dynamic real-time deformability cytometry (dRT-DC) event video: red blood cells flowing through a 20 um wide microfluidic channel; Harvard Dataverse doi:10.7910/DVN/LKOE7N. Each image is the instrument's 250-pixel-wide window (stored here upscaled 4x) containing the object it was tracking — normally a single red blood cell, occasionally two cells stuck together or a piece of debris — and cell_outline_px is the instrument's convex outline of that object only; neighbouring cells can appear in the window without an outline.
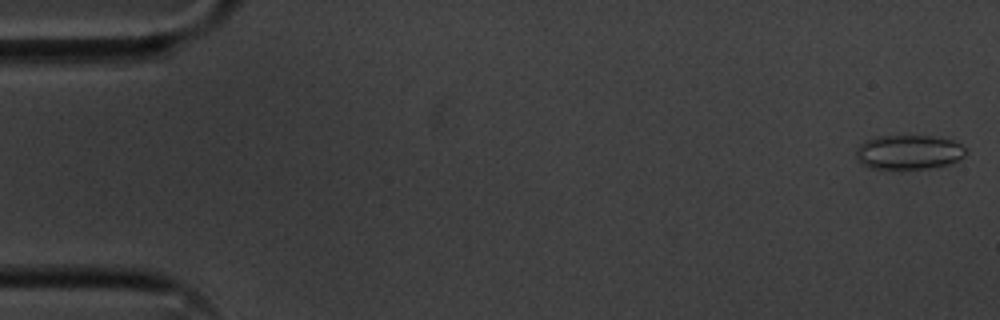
{"species": "common noctule bat (a hibernating species)", "species_latin": "Nyctalus noctula", "temperature_condition": "cold", "stored_images_in_passage": 13, "camera_frame_rate_fps": 3000, "um_per_image_px": 0.085, "animal": {"sex": "male", "body_mass_g": 20.1, "forearm_length_mm": 53.5}, "frame": {"image": 1, "passage_image": 1, "time_ms": 0.0, "image_size_px": [1000, 320], "cell_outline_px": [[968, 152], [964, 156], [948, 164], [928, 168], [900, 172], [868, 168], [856, 156], [856, 148], [864, 140], [876, 136], [936, 136], [952, 140], [960, 144]], "centroid_in_image_um": [77.2, 12.97], "position_along_channel_um": 7.8, "area_um2": 22.72}}